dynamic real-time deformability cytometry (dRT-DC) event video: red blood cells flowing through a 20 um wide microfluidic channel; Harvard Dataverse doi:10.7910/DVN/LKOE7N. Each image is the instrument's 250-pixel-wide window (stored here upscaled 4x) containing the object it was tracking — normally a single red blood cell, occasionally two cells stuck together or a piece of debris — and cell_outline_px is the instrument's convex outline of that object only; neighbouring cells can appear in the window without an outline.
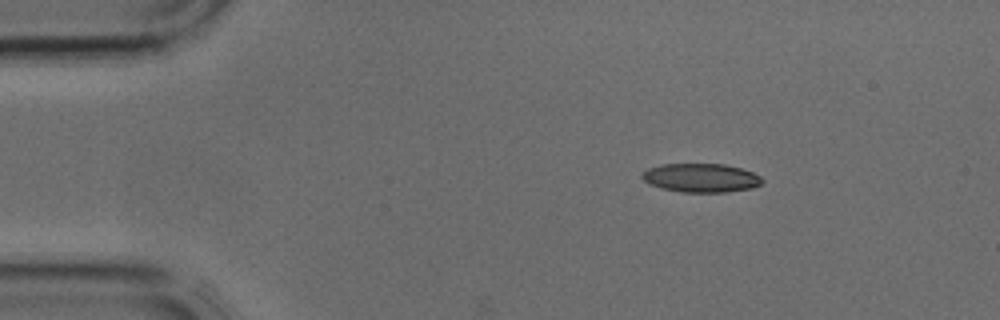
{"species": "common noctule bat (a hibernating species)", "species_latin": "Nyctalus noctula", "temperature_condition": "cold", "stored_images_in_passage": 1, "camera_frame_rate_fps": 3000, "um_per_image_px": 0.085, "animal": {"sex": "male", "body_mass_g": 17.9, "forearm_length_mm": 54.2}, "frame": {"image": 1, "passage_image": 1, "time_ms": 0.0, "image_size_px": [1000, 320], "cell_outline_px": [[764, 180], [760, 184], [752, 188], [728, 192], [684, 192], [660, 188], [648, 184], [640, 176], [648, 168], [664, 164], [724, 164], [740, 168], [752, 172], [760, 176]], "centroid_in_image_um": [59.58, 15.12], "position_along_channel_um": 25.4, "area_um2": 20.11}}